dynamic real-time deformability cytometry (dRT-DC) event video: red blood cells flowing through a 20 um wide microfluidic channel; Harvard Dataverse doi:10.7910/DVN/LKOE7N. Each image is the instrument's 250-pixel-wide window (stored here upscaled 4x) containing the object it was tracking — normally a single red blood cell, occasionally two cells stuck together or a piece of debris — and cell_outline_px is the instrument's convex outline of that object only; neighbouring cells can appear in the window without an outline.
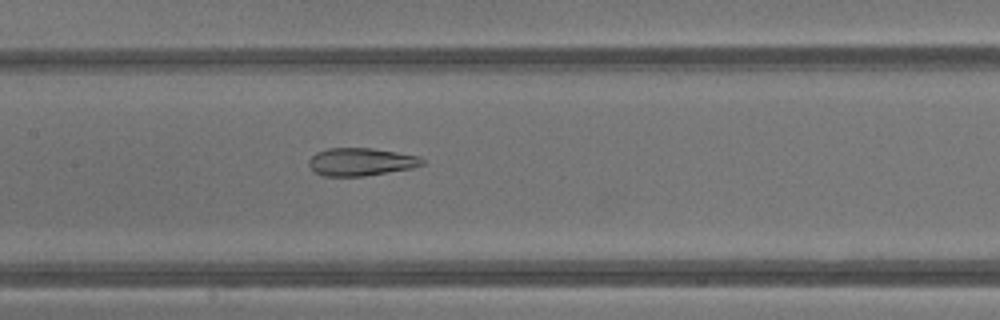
{"species": "common noctule bat (a hibernating species)", "species_latin": "Nyctalus noctula", "temperature_condition": "warm", "stored_images_in_passage": 43, "camera_frame_rate_fps": 3000, "um_per_image_px": 0.085, "animal": {"sex": "male", "body_mass_g": 13.3}, "frame": {"image": 1, "passage_image": 21, "time_ms": 6.667, "image_size_px": [1000, 320], "cell_outline_px": [[424, 164], [412, 168], [364, 176], [324, 176], [316, 172], [308, 164], [308, 160], [316, 152], [328, 148], [372, 148], [420, 156], [424, 160]], "centroid_in_image_um": [30.68, 13.75], "position_along_channel_um": 176.7, "area_um2": 18.32}}
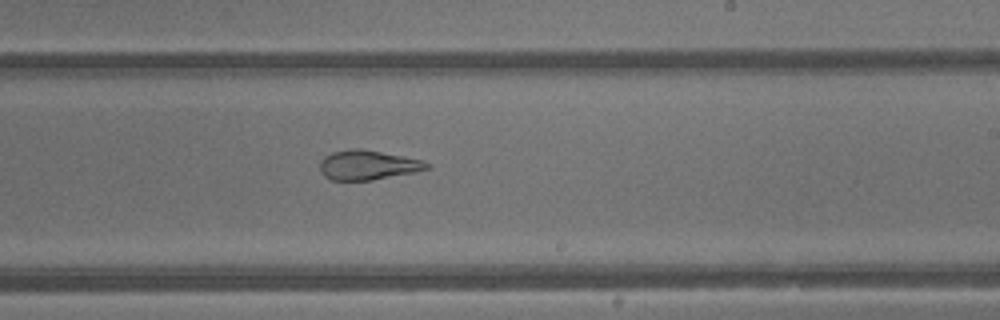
{"frame": {"image": 2, "passage_image": 26, "time_ms": 8.333, "image_size_px": [1000, 320], "cell_outline_px": [[432, 164], [428, 168], [416, 172], [372, 180], [332, 180], [324, 176], [320, 172], [320, 160], [324, 156], [332, 152], [352, 148], [360, 148], [424, 160]], "centroid_in_image_um": [31.26, 14.02], "position_along_channel_um": 257.7, "area_um2": 18.55}}
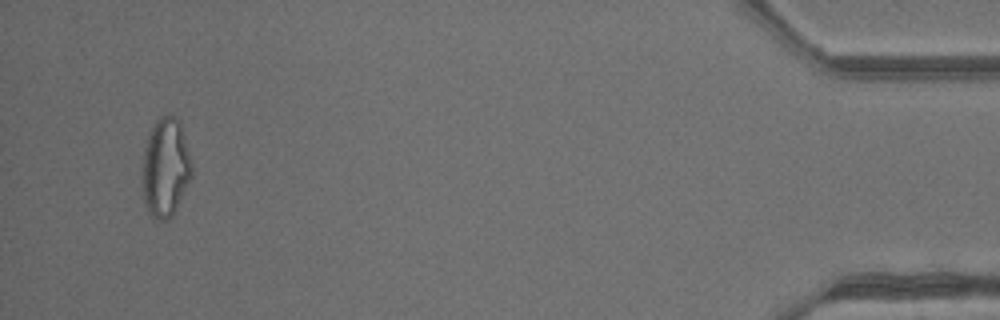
{"frame": {"image": 3, "passage_image": 41, "time_ms": 13.333, "image_size_px": [1000, 320], "cell_outline_px": [[192, 176], [172, 216], [168, 220], [152, 220], [144, 204], [140, 176], [144, 148], [148, 136], [156, 120], [160, 116], [172, 116], [180, 120], [192, 168]], "centroid_in_image_um": [14.02, 14.3], "position_along_channel_um": 421.2, "area_um2": 28.84}, "authors_computed_cell_mechanics": {"area_um2": 24.3916, "velocity_mm_per_s": 4.8882, "shape_relaxation_time_tau1_ms": null, "shape_relaxation_time_tau2_ms": 1.2193, "deformation_change_tau1": null, "deformation_change_tau2": 0.0775}}